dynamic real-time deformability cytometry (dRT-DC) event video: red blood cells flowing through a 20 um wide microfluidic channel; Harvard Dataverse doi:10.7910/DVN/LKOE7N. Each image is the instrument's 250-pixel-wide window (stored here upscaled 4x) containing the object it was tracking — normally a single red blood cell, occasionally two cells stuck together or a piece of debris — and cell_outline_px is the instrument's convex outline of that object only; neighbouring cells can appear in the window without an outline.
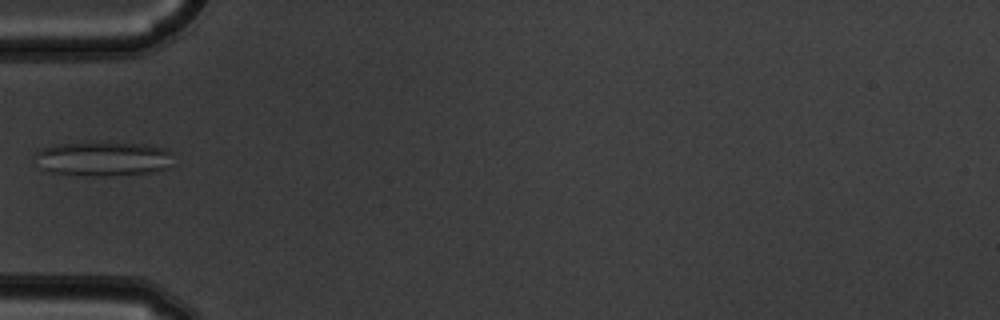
{"species": "common noctule bat (a hibernating species)", "species_latin": "Nyctalus noctula", "temperature_condition": "warm", "stored_images_in_passage": 6, "camera_frame_rate_fps": 3000, "um_per_image_px": 0.085, "animal": {"sex": "male", "body_mass_g": 19.5, "forearm_length_mm": 54.6}, "frame": {"image": 1, "passage_image": 5, "time_ms": 1.333, "image_size_px": [1000, 320], "cell_outline_px": [[172, 152], [168, 168], [152, 172], [108, 176], [84, 176], [52, 172], [40, 168], [36, 156], [36, 152], [40, 148], [60, 144], [88, 140], [148, 144], [164, 148]], "centroid_in_image_um": [8.75, 13.46], "position_along_channel_um": 76.2, "area_um2": 28.5}}
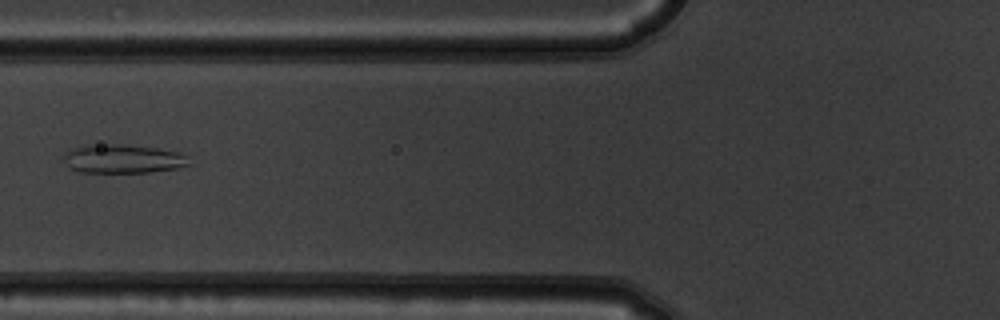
{"frame": {"image": 2, "passage_image": 6, "time_ms": 1.667, "image_size_px": [1000, 320], "cell_outline_px": [[188, 164], [176, 168], [152, 172], [80, 172], [68, 168], [64, 160], [64, 156], [68, 152], [76, 148], [88, 144], [120, 144], [156, 148], [180, 152], [188, 156]], "centroid_in_image_um": [10.45, 13.5], "position_along_channel_um": 115.4, "area_um2": 20.87}}